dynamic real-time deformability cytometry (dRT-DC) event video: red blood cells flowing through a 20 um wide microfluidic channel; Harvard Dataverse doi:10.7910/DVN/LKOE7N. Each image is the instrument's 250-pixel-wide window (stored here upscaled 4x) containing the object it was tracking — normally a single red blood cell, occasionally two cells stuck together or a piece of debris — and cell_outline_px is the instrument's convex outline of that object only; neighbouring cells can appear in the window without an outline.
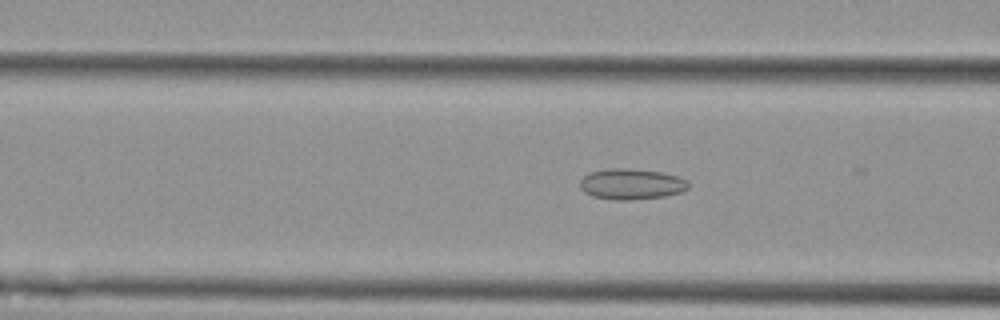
{"species": "Egyptian fruit bat (a non-hibernating species)", "species_latin": "Rousettus aegyptiacus", "temperature_condition": "cold", "stored_images_in_passage": 51, "camera_frame_rate_fps": 3000, "um_per_image_px": 0.085, "animal": {"sex": "female"}, "frame": {"image": 1, "passage_image": 21, "time_ms": 6.667, "image_size_px": [1000, 320], "cell_outline_px": [[688, 188], [680, 192], [664, 196], [632, 200], [612, 200], [592, 196], [584, 192], [580, 188], [580, 180], [588, 172], [608, 168], [628, 168], [664, 172], [688, 180]], "centroid_in_image_um": [53.63, 15.64], "position_along_channel_um": 113.0, "area_um2": 19.65}}
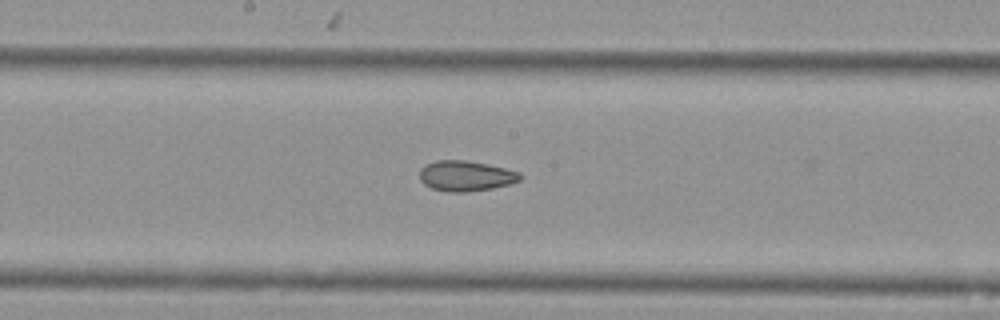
{"frame": {"image": 2, "passage_image": 29, "time_ms": 9.333, "image_size_px": [1000, 320], "cell_outline_px": [[524, 176], [520, 180], [508, 184], [492, 188], [464, 192], [448, 192], [432, 188], [424, 184], [420, 180], [420, 168], [424, 164], [436, 160], [464, 160], [488, 164], [520, 172]], "centroid_in_image_um": [39.58, 14.94], "position_along_channel_um": 208.6, "area_um2": 17.86}}
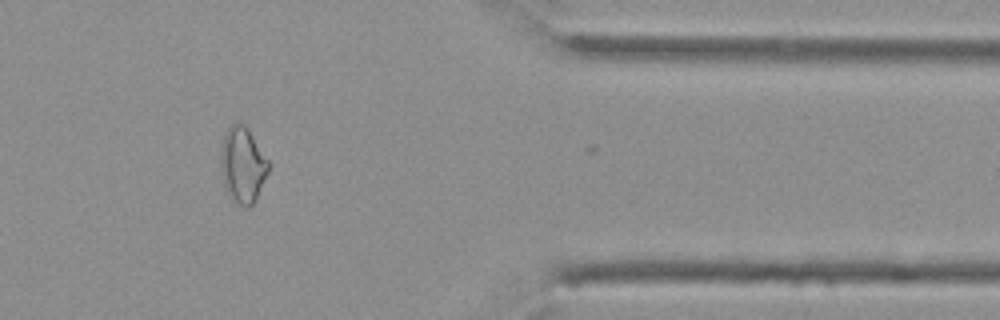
{"frame": {"image": 3, "passage_image": 46, "time_ms": 15.0, "image_size_px": [1000, 320], "cell_outline_px": [[268, 172], [256, 200], [248, 208], [240, 204], [228, 192], [224, 184], [220, 160], [220, 148], [224, 132], [236, 120], [244, 124], [248, 128], [268, 160]], "centroid_in_image_um": [20.62, 13.95], "position_along_channel_um": 390.8, "area_um2": 20.92}, "authors_computed_cell_mechanics": {"area_um2": 19.4786, "velocity_mm_per_s": 3.5886, "shape_relaxation_time_tau1_ms": null, "shape_relaxation_time_tau2_ms": 3.3729, "deformation_change_tau1": null, "deformation_change_tau2": 0.0905}}